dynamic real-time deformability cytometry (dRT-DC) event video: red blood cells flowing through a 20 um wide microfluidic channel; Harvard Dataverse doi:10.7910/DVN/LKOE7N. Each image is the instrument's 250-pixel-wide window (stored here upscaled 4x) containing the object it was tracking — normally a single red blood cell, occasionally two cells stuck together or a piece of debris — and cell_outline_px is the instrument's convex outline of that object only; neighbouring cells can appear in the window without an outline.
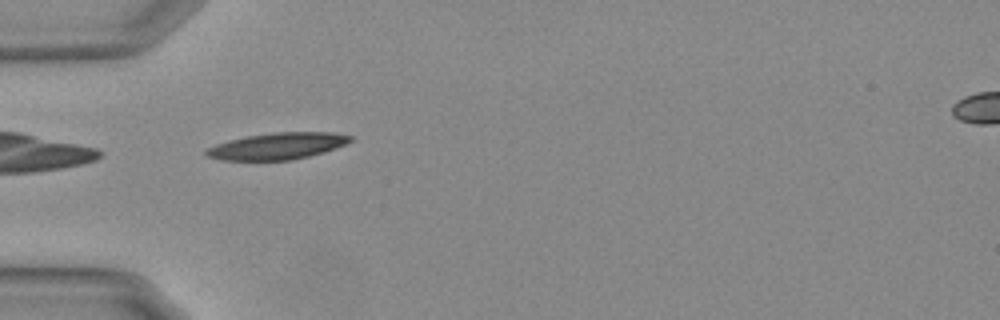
{"species": "Egyptian fruit bat (a non-hibernating species)", "species_latin": "Rousettus aegyptiacus", "temperature_condition": "warm", "stored_images_in_passage": 33, "camera_frame_rate_fps": 3000, "um_per_image_px": 0.085, "animal": {"sex": "female"}, "frame": {"image": 1, "passage_image": 1, "time_ms": 0.0, "image_size_px": [1000, 320], "cell_outline_px": [[352, 140], [336, 148], [324, 152], [292, 160], [220, 160], [208, 156], [204, 152], [208, 148], [216, 144], [228, 140], [248, 136], [276, 132], [332, 132], [352, 136]], "centroid_in_image_um": [23.58, 12.41], "position_along_channel_um": 61.4, "area_um2": 22.2}}
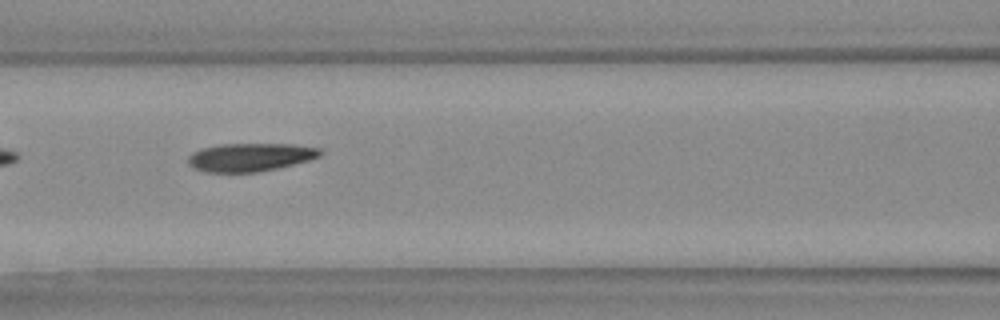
{"frame": {"image": 2, "passage_image": 8, "time_ms": 2.333, "image_size_px": [1000, 320], "cell_outline_px": [[324, 152], [320, 156], [308, 160], [276, 168], [256, 172], [204, 172], [188, 164], [188, 156], [192, 152], [200, 148], [220, 144], [292, 144], [320, 148]], "centroid_in_image_um": [21.25, 13.35], "position_along_channel_um": 145.4, "area_um2": 21.68}}
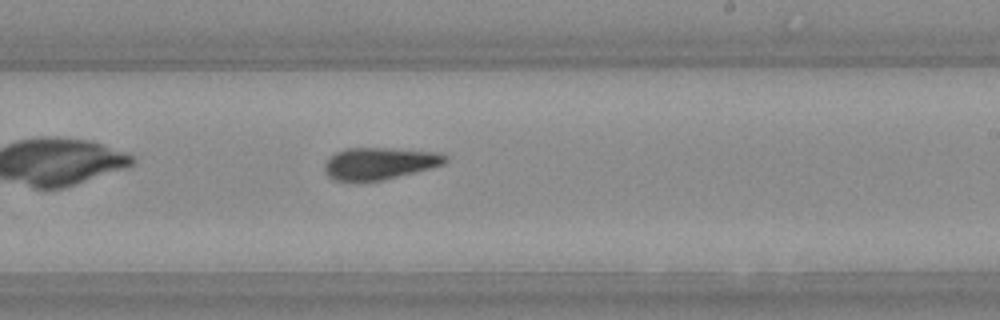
{"frame": {"image": 3, "passage_image": 17, "time_ms": 5.333, "image_size_px": [1000, 320], "cell_outline_px": [[448, 160], [444, 164], [380, 180], [336, 180], [328, 176], [324, 172], [324, 164], [336, 152], [344, 148], [388, 148], [440, 152], [448, 156]], "centroid_in_image_um": [32.26, 13.86], "position_along_channel_um": 256.7, "area_um2": 22.08}, "authors_computed_cell_mechanics": {"area_um2": 22.1374, "velocity_mm_per_s": 3.7393, "shape_relaxation_time_tau1_ms": 9.9566, "shape_relaxation_time_tau2_ms": 3.1478, "deformation_change_tau1": 0.2475, "deformation_change_tau2": 0.1203}}